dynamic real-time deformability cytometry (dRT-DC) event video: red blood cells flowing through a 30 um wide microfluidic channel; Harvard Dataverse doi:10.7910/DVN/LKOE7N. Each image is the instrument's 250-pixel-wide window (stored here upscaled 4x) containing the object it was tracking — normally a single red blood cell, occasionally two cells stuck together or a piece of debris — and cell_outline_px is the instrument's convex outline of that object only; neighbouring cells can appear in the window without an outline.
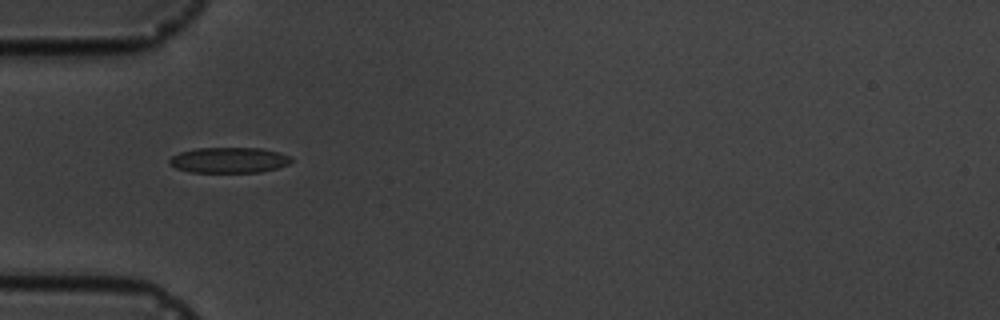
{"species": "common noctule bat (a hibernating species)", "species_latin": "Nyctalus noctula", "temperature_condition": "cold", "stored_images_in_passage": 2, "camera_frame_rate_fps": 3000, "um_per_image_px": 0.085, "animal": {"sex": "male", "body_mass_g": 19.5, "forearm_length_mm": 54.6}, "frame": {"image": 1, "passage_image": 1, "time_ms": 0.0, "image_size_px": [1000, 320], "cell_outline_px": [[292, 160], [288, 164], [276, 168], [260, 172], [188, 172], [176, 168], [168, 164], [168, 160], [172, 156], [180, 152], [196, 148], [260, 148], [280, 152], [288, 156]], "centroid_in_image_um": [19.42, 13.61], "position_along_channel_um": 65.6, "area_um2": 18.15}}
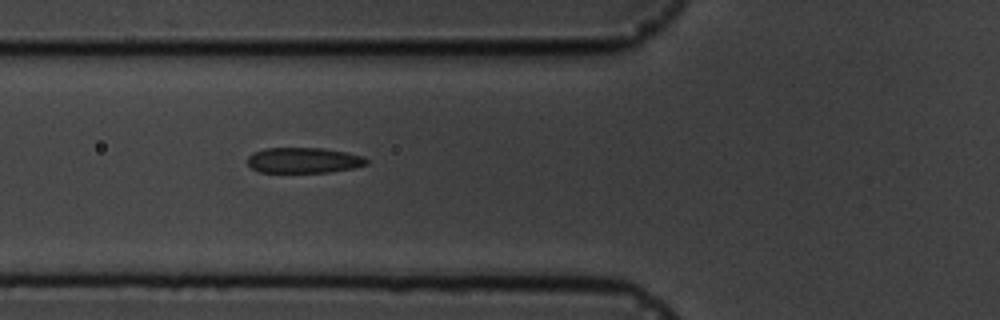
{"frame": {"image": 2, "passage_image": 2, "time_ms": 1.0, "image_size_px": [1000, 320], "cell_outline_px": [[368, 164], [352, 168], [328, 172], [260, 172], [252, 168], [248, 164], [248, 156], [252, 152], [264, 148], [324, 148], [364, 156], [368, 160]], "centroid_in_image_um": [25.8, 13.62], "position_along_channel_um": 100.0, "area_um2": 17.69}}